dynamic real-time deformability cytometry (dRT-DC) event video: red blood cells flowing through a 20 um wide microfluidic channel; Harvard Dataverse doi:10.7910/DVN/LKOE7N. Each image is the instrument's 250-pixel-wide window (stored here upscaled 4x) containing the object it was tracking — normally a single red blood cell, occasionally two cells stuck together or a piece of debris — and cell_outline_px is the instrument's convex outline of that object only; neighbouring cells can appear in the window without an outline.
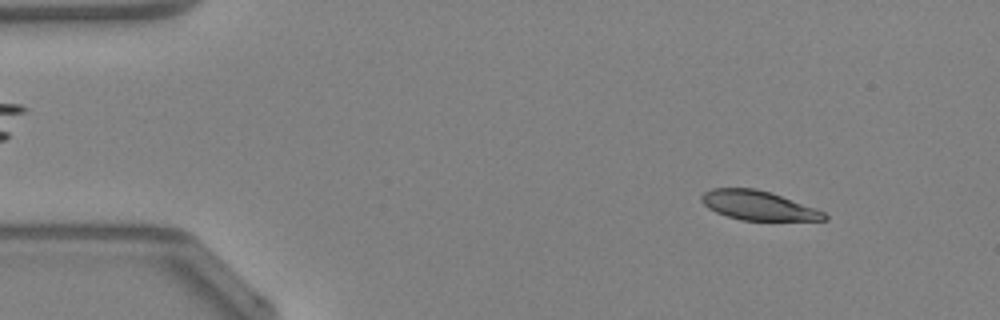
{"species": "Egyptian fruit bat (a non-hibernating species)", "species_latin": "Rousettus aegyptiacus", "temperature_condition": "warm", "stored_images_in_passage": 47, "camera_frame_rate_fps": 3000, "um_per_image_px": 0.085, "animal": {"sex": "female"}, "frame": {"image": 1, "passage_image": 5, "time_ms": 1.333, "image_size_px": [1000, 320], "cell_outline_px": [[828, 220], [740, 220], [716, 212], [708, 208], [700, 200], [700, 196], [704, 192], [712, 188], [752, 188], [768, 192], [780, 196], [824, 212], [828, 216]], "centroid_in_image_um": [64.39, 17.47], "position_along_channel_um": 20.6, "area_um2": 20.52}}
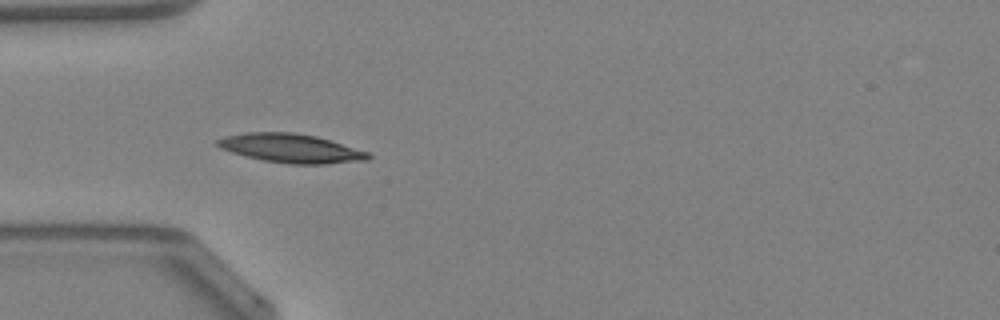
{"frame": {"image": 2, "passage_image": 14, "time_ms": 4.333, "image_size_px": [1000, 320], "cell_outline_px": [[372, 156], [368, 160], [324, 164], [288, 164], [264, 160], [244, 156], [220, 148], [216, 144], [216, 140], [224, 136], [244, 132], [292, 132], [316, 136], [368, 152]], "centroid_in_image_um": [24.7, 12.6], "position_along_channel_um": 60.3, "area_um2": 25.32}}
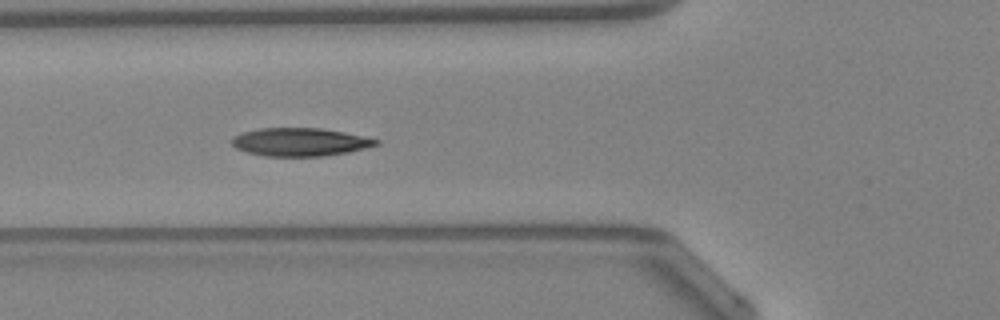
{"frame": {"image": 3, "passage_image": 17, "time_ms": 5.333, "image_size_px": [1000, 320], "cell_outline_px": [[380, 144], [348, 152], [324, 156], [264, 156], [248, 152], [236, 148], [232, 144], [232, 136], [240, 132], [260, 128], [320, 128], [344, 132], [380, 140]], "centroid_in_image_um": [25.47, 12.06], "position_along_channel_um": 100.3, "area_um2": 23.64}, "authors_computed_cell_mechanics": {"area_um2": 23.409, "velocity_mm_per_s": 4.2677, "shape_relaxation_time_tau1_ms": 3.6341, "shape_relaxation_time_tau2_ms": 2.4423, "deformation_change_tau1": 0.1612, "deformation_change_tau2": 0.0854}}